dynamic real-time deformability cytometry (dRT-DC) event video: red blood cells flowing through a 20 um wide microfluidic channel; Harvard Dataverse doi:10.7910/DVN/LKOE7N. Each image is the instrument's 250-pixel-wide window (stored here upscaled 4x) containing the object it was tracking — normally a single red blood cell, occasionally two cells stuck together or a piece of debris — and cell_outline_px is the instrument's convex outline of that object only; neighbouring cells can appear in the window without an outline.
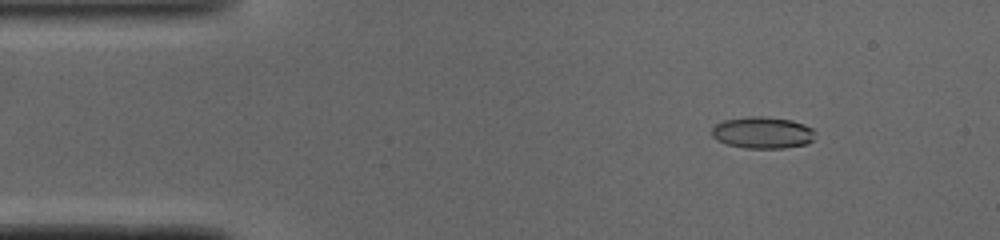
{"species": "common noctule bat (a hibernating species)", "species_latin": "Nyctalus noctula", "temperature_condition": "cold", "stored_images_in_passage": 43, "camera_frame_rate_fps": 3000, "um_per_image_px": 0.085, "animal": {"sex": "male", "body_mass_g": 19.0, "forearm_length_mm": 50.8}, "frame": {"image": 1, "passage_image": 1, "time_ms": 0.0, "image_size_px": [1000, 240], "cell_outline_px": [[816, 132], [812, 140], [804, 144], [784, 148], [744, 148], [728, 144], [716, 140], [712, 136], [712, 128], [716, 124], [724, 120], [748, 116], [760, 116], [792, 120], [804, 124], [812, 128]], "centroid_in_image_um": [64.81, 11.27], "position_along_channel_um": 20.2, "area_um2": 19.07}}
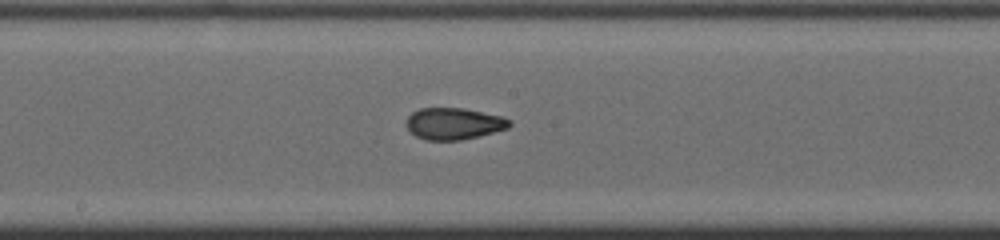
{"frame": {"image": 2, "passage_image": 20, "time_ms": 6.333, "image_size_px": [1000, 240], "cell_outline_px": [[512, 124], [508, 128], [460, 140], [428, 140], [416, 136], [408, 128], [408, 116], [412, 112], [420, 108], [464, 108], [500, 116], [512, 120]], "centroid_in_image_um": [38.59, 10.5], "position_along_channel_um": 209.6, "area_um2": 18.73}}
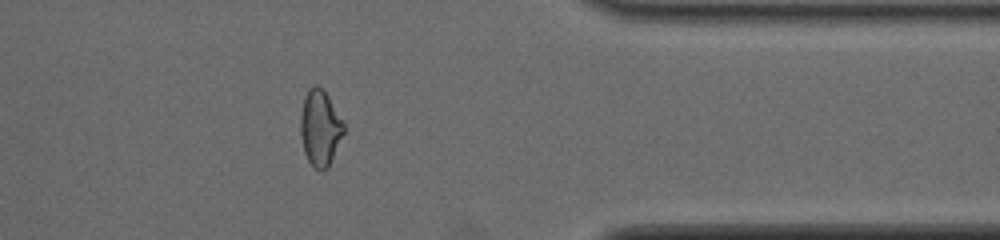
{"frame": {"image": 3, "passage_image": 34, "time_ms": 11.0, "image_size_px": [1000, 240], "cell_outline_px": [[344, 132], [328, 168], [320, 172], [308, 160], [304, 152], [300, 132], [300, 116], [304, 96], [308, 88], [316, 84], [328, 96], [344, 120]], "centroid_in_image_um": [27.21, 10.87], "position_along_channel_um": 384.2, "area_um2": 19.19}, "authors_computed_cell_mechanics": {"area_um2": 19.1896, "velocity_mm_per_s": 4.1158, "shape_relaxation_time_tau1_ms": 7.5934, "shape_relaxation_time_tau2_ms": 1.4911, "deformation_change_tau1": 0.2004, "deformation_change_tau2": 0.0775}}